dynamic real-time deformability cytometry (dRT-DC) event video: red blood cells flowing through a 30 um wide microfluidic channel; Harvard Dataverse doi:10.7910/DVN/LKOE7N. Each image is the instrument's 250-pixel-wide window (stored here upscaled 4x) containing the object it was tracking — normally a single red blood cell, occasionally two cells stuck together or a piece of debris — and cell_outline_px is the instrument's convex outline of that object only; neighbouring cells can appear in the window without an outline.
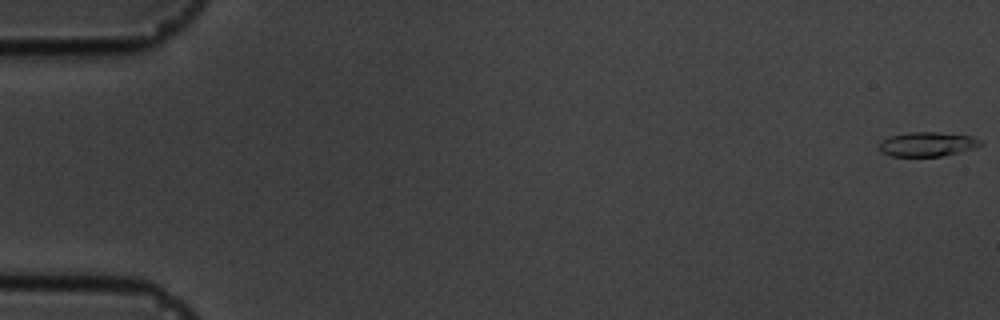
{"species": "common noctule bat (a hibernating species)", "species_latin": "Nyctalus noctula", "temperature_condition": "cold", "stored_images_in_passage": 8, "camera_frame_rate_fps": 3000, "um_per_image_px": 0.085, "animal": {"sex": "male", "body_mass_g": 19.5, "forearm_length_mm": 54.6}, "frame": {"image": 1, "passage_image": 1, "time_ms": 0.0, "image_size_px": [1000, 320], "cell_outline_px": [[980, 144], [976, 148], [960, 152], [940, 156], [892, 156], [880, 152], [880, 144], [884, 140], [892, 136], [908, 132], [936, 132], [972, 136], [980, 140]], "centroid_in_image_um": [78.84, 12.26], "position_along_channel_um": 6.2, "area_um2": 14.16}}
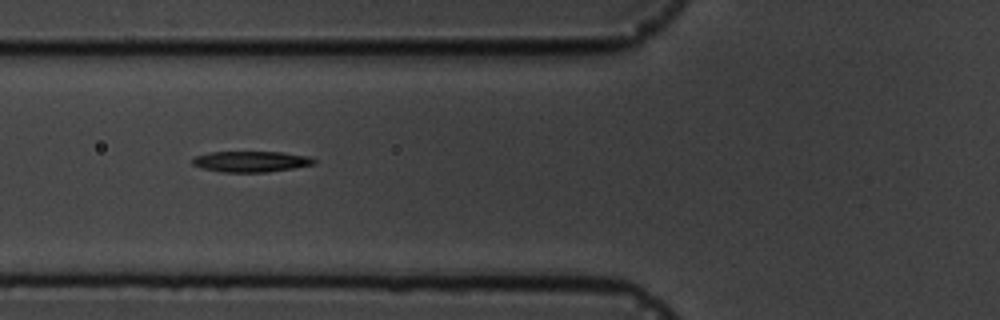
{"frame": {"image": 2, "passage_image": 7, "time_ms": 7.0, "image_size_px": [1000, 320], "cell_outline_px": [[316, 164], [292, 168], [264, 172], [224, 172], [200, 168], [192, 164], [192, 160], [196, 156], [212, 152], [280, 152], [308, 156], [316, 160]], "centroid_in_image_um": [21.33, 13.73], "position_along_channel_um": 104.5, "area_um2": 14.62}}
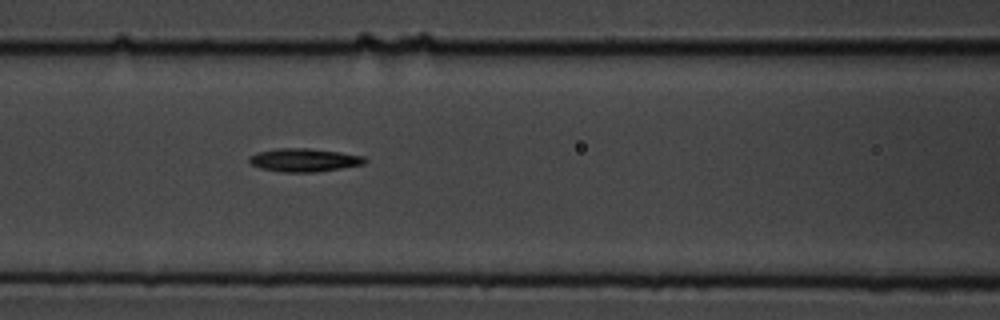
{"frame": {"image": 3, "passage_image": 8, "time_ms": 8.0, "image_size_px": [1000, 320], "cell_outline_px": [[368, 160], [364, 164], [316, 172], [284, 172], [260, 168], [252, 164], [248, 160], [248, 156], [256, 152], [276, 148], [308, 148], [340, 152], [364, 156]], "centroid_in_image_um": [25.83, 13.59], "position_along_channel_um": 140.8, "area_um2": 15.72}}